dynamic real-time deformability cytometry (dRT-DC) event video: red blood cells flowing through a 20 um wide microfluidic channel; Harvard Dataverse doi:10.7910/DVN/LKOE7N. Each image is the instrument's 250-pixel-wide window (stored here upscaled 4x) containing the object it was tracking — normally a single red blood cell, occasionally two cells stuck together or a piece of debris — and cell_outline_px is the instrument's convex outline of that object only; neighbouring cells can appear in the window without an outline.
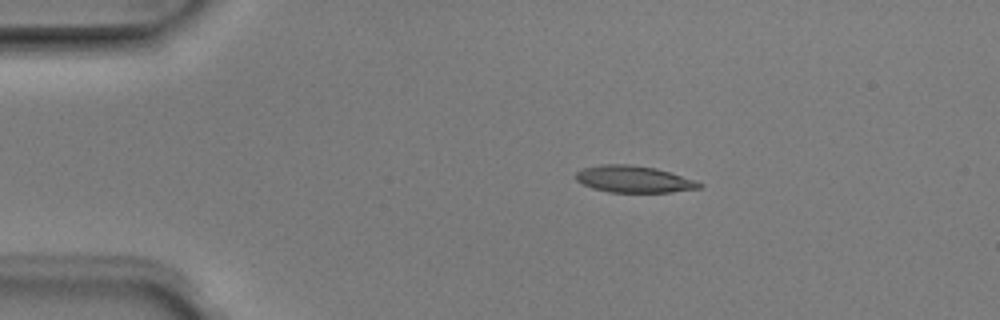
{"species": "Egyptian fruit bat (a non-hibernating species)", "species_latin": "Rousettus aegyptiacus", "temperature_condition": "room temperature", "stored_images_in_passage": 4, "camera_frame_rate_fps": 3000, "um_per_image_px": 0.085, "animal": {"sex": "male"}, "frame": {"image": 1, "passage_image": 3, "time_ms": 0.667, "image_size_px": [1000, 320], "cell_outline_px": [[704, 184], [700, 188], [672, 192], [608, 192], [592, 188], [576, 180], [576, 172], [584, 168], [604, 164], [628, 164], [656, 168], [696, 180]], "centroid_in_image_um": [53.89, 15.23], "position_along_channel_um": 31.1, "area_um2": 19.19}}